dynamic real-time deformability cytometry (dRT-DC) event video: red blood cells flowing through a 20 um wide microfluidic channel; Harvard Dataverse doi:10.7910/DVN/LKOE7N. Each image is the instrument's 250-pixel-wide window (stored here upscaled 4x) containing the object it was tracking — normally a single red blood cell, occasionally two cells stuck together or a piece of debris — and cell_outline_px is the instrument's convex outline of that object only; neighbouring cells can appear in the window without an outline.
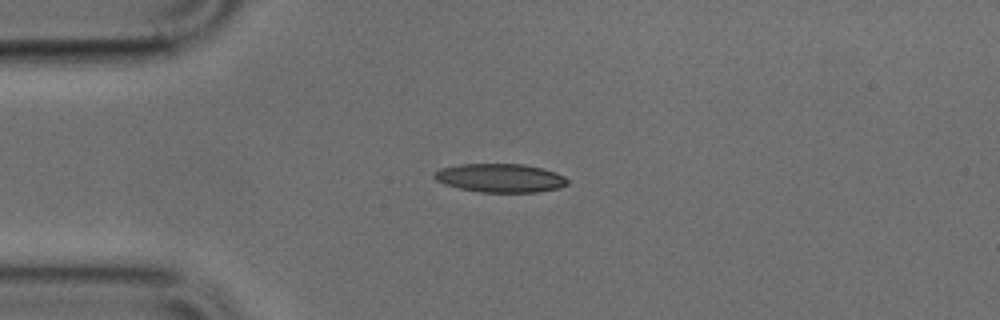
{"species": "common noctule bat (a hibernating species)", "species_latin": "Nyctalus noctula", "temperature_condition": "cold", "stored_images_in_passage": 39, "camera_frame_rate_fps": 3000, "um_per_image_px": 0.085, "animal": {"sex": "male", "body_mass_g": 17.9, "forearm_length_mm": 54.2}, "frame": {"image": 1, "passage_image": 1, "time_ms": 0.0, "image_size_px": [1000, 320], "cell_outline_px": [[568, 184], [560, 188], [536, 192], [480, 192], [460, 188], [444, 184], [436, 180], [432, 176], [432, 172], [440, 168], [460, 164], [524, 164], [544, 168], [556, 172], [564, 176], [568, 180]], "centroid_in_image_um": [42.51, 15.12], "position_along_channel_um": 42.5, "area_um2": 22.43}}
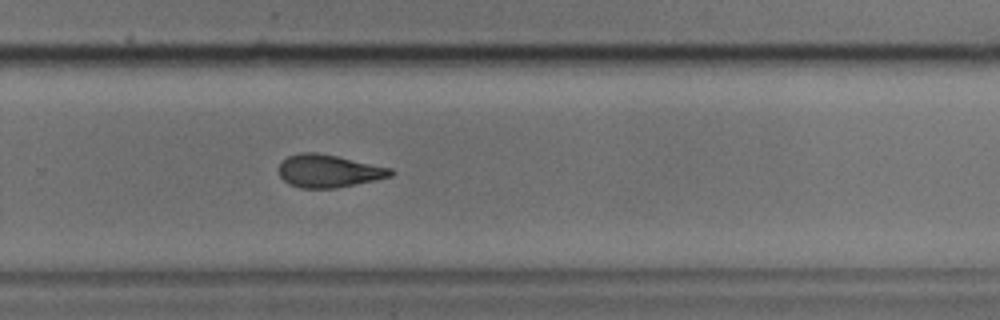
{"frame": {"image": 2, "passage_image": 22, "time_ms": 7.0, "image_size_px": [1000, 320], "cell_outline_px": [[396, 172], [392, 176], [336, 188], [300, 188], [288, 184], [280, 176], [280, 164], [288, 156], [300, 152], [316, 152], [336, 156], [392, 168]], "centroid_in_image_um": [27.94, 14.54], "position_along_channel_um": 301.9, "area_um2": 21.21}}
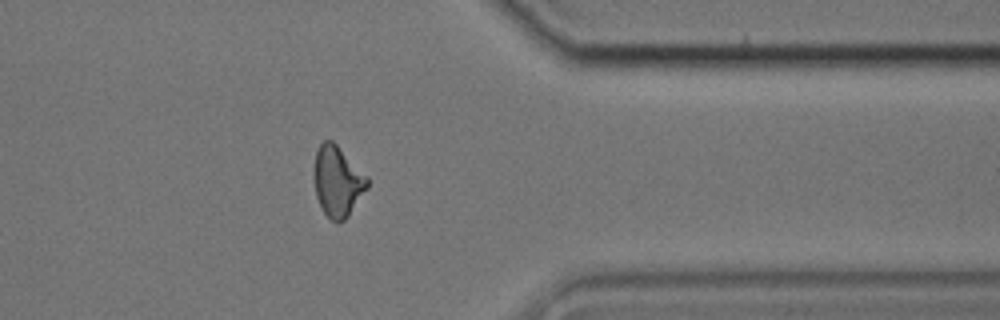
{"frame": {"image": 3, "passage_image": 29, "time_ms": 9.333, "image_size_px": [1000, 320], "cell_outline_px": [[368, 188], [348, 216], [344, 220], [336, 224], [324, 212], [316, 196], [312, 176], [312, 172], [316, 148], [324, 140], [332, 140], [368, 176]], "centroid_in_image_um": [28.67, 15.4], "position_along_channel_um": 382.7, "area_um2": 22.25}}